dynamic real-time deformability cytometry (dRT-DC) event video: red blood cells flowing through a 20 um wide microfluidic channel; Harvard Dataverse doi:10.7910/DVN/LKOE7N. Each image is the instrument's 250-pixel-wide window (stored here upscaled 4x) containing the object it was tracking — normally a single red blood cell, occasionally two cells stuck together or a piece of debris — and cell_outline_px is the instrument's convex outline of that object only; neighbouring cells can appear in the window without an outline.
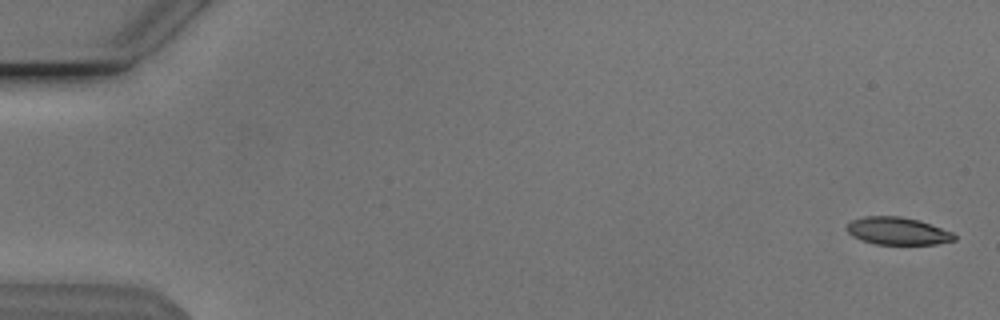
{"species": "Egyptian fruit bat (a non-hibernating species)", "species_latin": "Rousettus aegyptiacus", "temperature_condition": "cold", "stored_images_in_passage": 55, "segment_of_instrument_passage": [1, 2], "camera_frame_rate_fps": 3000, "um_per_image_px": 0.085, "animal": {"sex": "male"}, "frame": {"image": 1, "passage_image": 2, "time_ms": 0.333, "image_size_px": [1000, 320], "cell_outline_px": [[956, 240], [936, 244], [876, 244], [852, 236], [844, 228], [852, 220], [864, 216], [900, 216], [920, 220], [952, 232], [956, 236]], "centroid_in_image_um": [76.3, 19.63], "position_along_channel_um": 8.7, "area_um2": 17.22}}
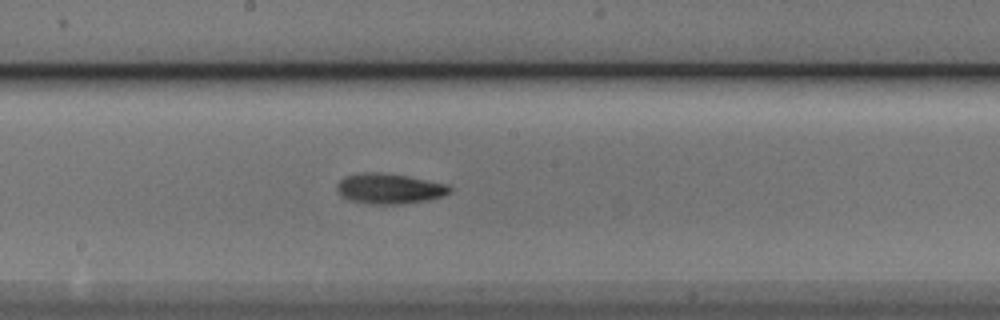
{"frame": {"image": 2, "passage_image": 30, "time_ms": 9.667, "image_size_px": [1000, 320], "cell_outline_px": [[452, 188], [444, 196], [428, 200], [400, 204], [372, 204], [352, 200], [344, 196], [336, 188], [336, 184], [344, 176], [360, 172], [380, 172], [408, 176], [448, 184]], "centroid_in_image_um": [33.11, 16.01], "position_along_channel_um": 215.1, "area_um2": 19.88}}
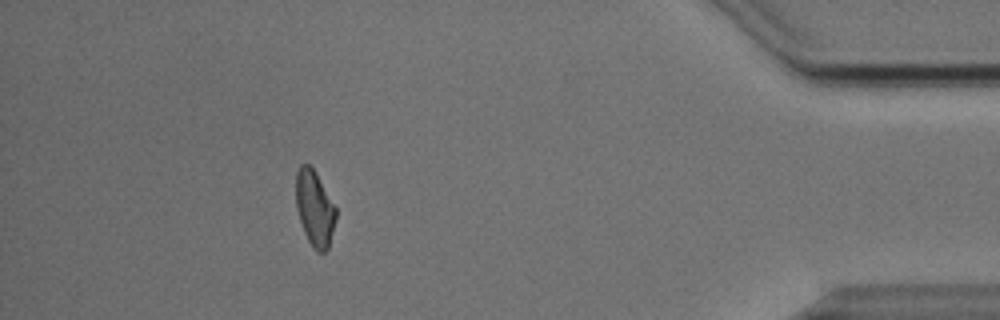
{"frame": {"image": 3, "passage_image": 49, "time_ms": 16.0, "image_size_px": [1000, 320], "cell_outline_px": [[336, 220], [328, 248], [324, 252], [316, 252], [312, 248], [304, 232], [296, 208], [296, 172], [300, 164], [308, 164], [316, 172], [336, 208]], "centroid_in_image_um": [26.74, 17.72], "position_along_channel_um": 408.5, "area_um2": 17.63}}